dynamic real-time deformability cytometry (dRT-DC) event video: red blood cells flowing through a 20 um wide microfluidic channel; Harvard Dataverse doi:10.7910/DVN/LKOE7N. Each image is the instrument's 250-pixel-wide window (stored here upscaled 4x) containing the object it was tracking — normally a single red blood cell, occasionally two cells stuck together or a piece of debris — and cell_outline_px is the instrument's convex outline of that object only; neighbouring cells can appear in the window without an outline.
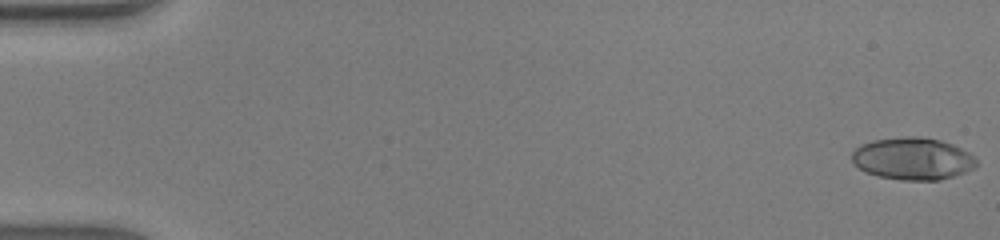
{"species": "human", "species_latin": "Homo sapiens", "temperature_condition": "warm", "stored_images_in_passage": 48, "camera_frame_rate_fps": 3000, "um_per_image_px": 0.085, "donor": {"sex": "male"}, "frame": {"image": 1, "passage_image": 1, "time_ms": 0.0, "image_size_px": [1000, 240], "cell_outline_px": [[976, 168], [940, 180], [900, 180], [876, 176], [864, 172], [852, 160], [852, 152], [860, 144], [872, 140], [908, 136], [916, 136], [940, 140], [952, 144], [968, 152], [976, 160]], "centroid_in_image_um": [77.55, 13.49], "position_along_channel_um": 7.4, "area_um2": 30.63}}
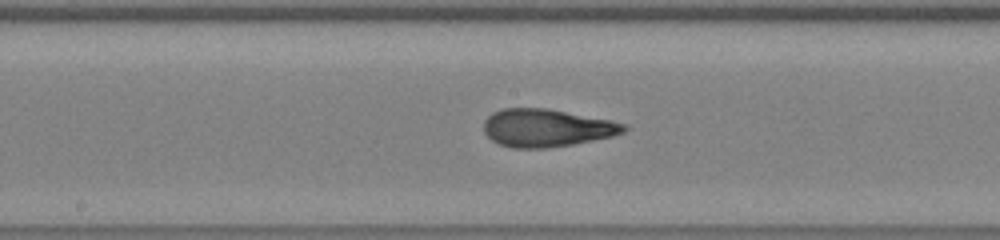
{"frame": {"image": 2, "passage_image": 26, "time_ms": 8.333, "image_size_px": [1000, 240], "cell_outline_px": [[628, 128], [624, 132], [612, 136], [572, 144], [548, 148], [512, 148], [500, 144], [492, 140], [484, 132], [484, 120], [492, 112], [504, 108], [548, 108], [628, 124]], "centroid_in_image_um": [46.44, 10.87], "position_along_channel_um": 201.8, "area_um2": 30.75}}
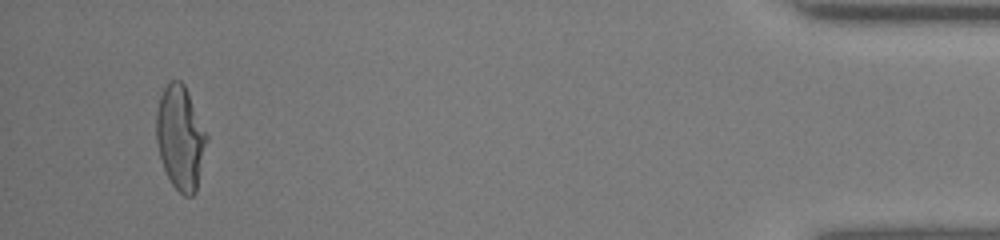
{"frame": {"image": 3, "passage_image": 46, "time_ms": 15.0, "image_size_px": [1000, 240], "cell_outline_px": [[208, 140], [196, 192], [192, 196], [184, 196], [172, 184], [164, 168], [160, 156], [156, 140], [156, 112], [160, 96], [164, 88], [172, 80], [180, 80], [184, 84], [188, 92], [208, 136]], "centroid_in_image_um": [15.34, 11.71], "position_along_channel_um": 419.9, "area_um2": 30.4}, "authors_computed_cell_mechanics": {"area_um2": 30.2872, "velocity_mm_per_s": 4.3799, "shape_relaxation_time_tau1_ms": null, "shape_relaxation_time_tau2_ms": 1.0329, "deformation_change_tau1": null, "deformation_change_tau2": 0.0879}}